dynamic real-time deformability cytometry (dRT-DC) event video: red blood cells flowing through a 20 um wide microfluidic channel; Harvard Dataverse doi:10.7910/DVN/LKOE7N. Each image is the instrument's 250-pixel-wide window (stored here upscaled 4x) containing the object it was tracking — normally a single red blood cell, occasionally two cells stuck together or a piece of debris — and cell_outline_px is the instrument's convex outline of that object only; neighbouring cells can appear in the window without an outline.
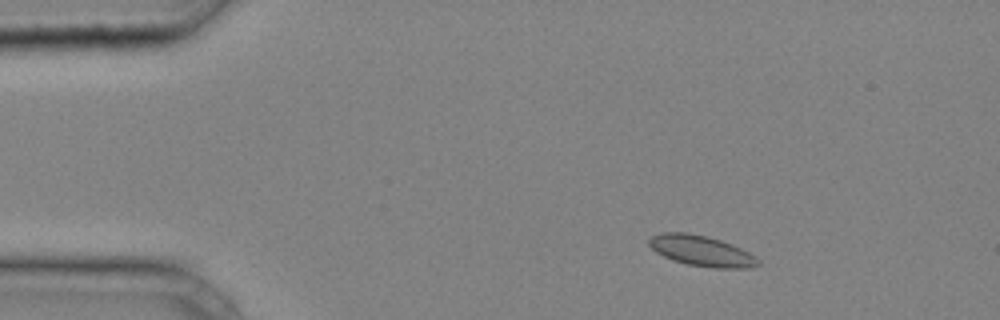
{"species": "common noctule bat (a hibernating species)", "species_latin": "Nyctalus noctula", "temperature_condition": "cold", "stored_images_in_passage": 38, "camera_frame_rate_fps": 3000, "um_per_image_px": 0.085, "animal": {"sex": "male", "body_mass_g": 20.4}, "frame": {"image": 1, "passage_image": 3, "time_ms": 0.667, "image_size_px": [1000, 320], "cell_outline_px": [[760, 264], [752, 268], [712, 268], [688, 264], [672, 260], [656, 252], [648, 244], [648, 240], [652, 236], [660, 232], [688, 232], [708, 236], [732, 244], [756, 256], [760, 260]], "centroid_in_image_um": [59.63, 21.32], "position_along_channel_um": 25.4, "area_um2": 19.59}}
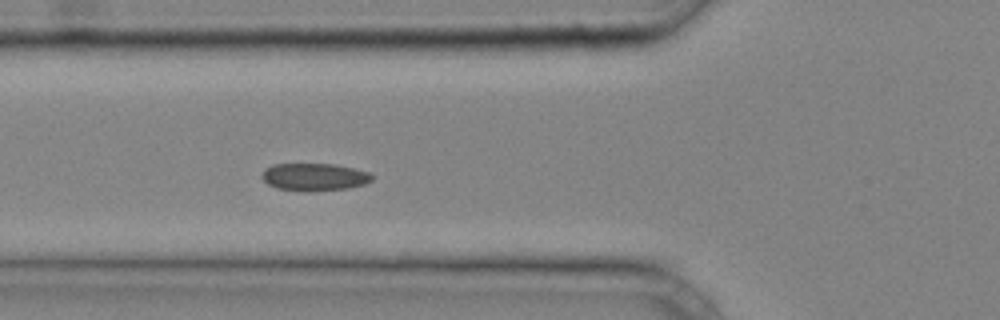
{"frame": {"image": 2, "passage_image": 12, "time_ms": 3.667, "image_size_px": [1000, 320], "cell_outline_px": [[372, 180], [364, 184], [348, 188], [308, 192], [304, 192], [276, 188], [268, 184], [260, 176], [264, 168], [272, 164], [332, 164], [352, 168], [368, 172], [372, 176]], "centroid_in_image_um": [26.66, 15.05], "position_along_channel_um": 99.1, "area_um2": 17.74}}
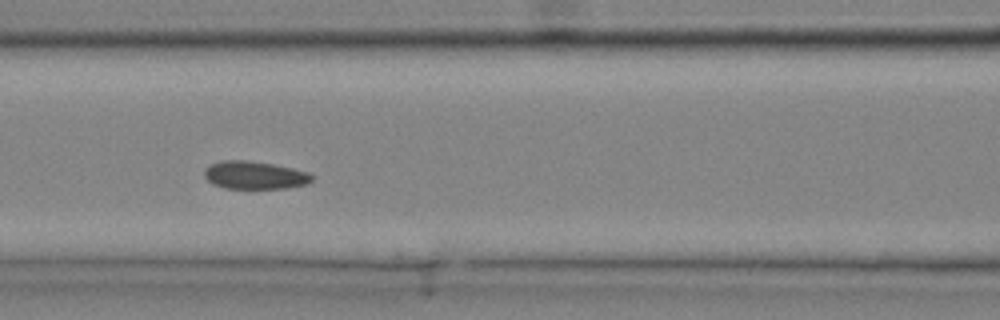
{"frame": {"image": 3, "passage_image": 15, "time_ms": 4.667, "image_size_px": [1000, 320], "cell_outline_px": [[312, 180], [308, 184], [288, 188], [224, 188], [212, 184], [204, 176], [204, 168], [208, 164], [220, 160], [244, 160], [272, 164], [292, 168], [308, 172], [312, 176]], "centroid_in_image_um": [21.6, 14.88], "position_along_channel_um": 145.0, "area_um2": 17.57}}